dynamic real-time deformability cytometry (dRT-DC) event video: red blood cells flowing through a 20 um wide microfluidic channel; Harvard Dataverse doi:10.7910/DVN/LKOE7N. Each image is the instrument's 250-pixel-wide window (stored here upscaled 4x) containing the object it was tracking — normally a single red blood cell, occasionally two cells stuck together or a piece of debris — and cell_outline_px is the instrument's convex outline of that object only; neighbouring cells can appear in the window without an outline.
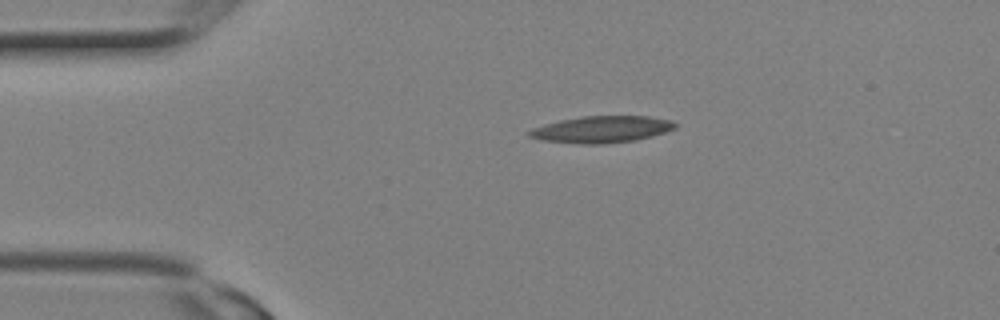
{"species": "Egyptian fruit bat (a non-hibernating species)", "species_latin": "Rousettus aegyptiacus", "temperature_condition": "room temperature", "stored_images_in_passage": 5, "camera_frame_rate_fps": 3000, "um_per_image_px": 0.085, "animal": {"sex": "female"}, "frame": {"image": 1, "passage_image": 1, "time_ms": 0.0, "image_size_px": [1000, 320], "cell_outline_px": [[676, 128], [664, 132], [636, 140], [600, 144], [580, 144], [540, 140], [528, 136], [524, 132], [532, 128], [560, 120], [580, 116], [648, 116], [672, 120], [676, 124]], "centroid_in_image_um": [51.09, 10.99], "position_along_channel_um": 33.9, "area_um2": 22.77}}
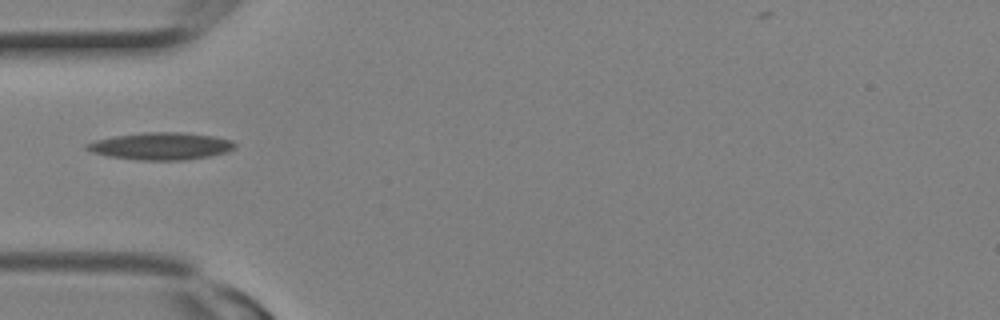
{"frame": {"image": 2, "passage_image": 4, "time_ms": 1.0, "image_size_px": [1000, 320], "cell_outline_px": [[236, 148], [228, 152], [208, 156], [184, 160], [136, 160], [108, 156], [92, 152], [84, 148], [84, 144], [96, 140], [116, 136], [144, 132], [180, 132], [216, 136], [232, 140], [236, 144]], "centroid_in_image_um": [13.7, 12.42], "position_along_channel_um": 71.3, "area_um2": 23.64}}